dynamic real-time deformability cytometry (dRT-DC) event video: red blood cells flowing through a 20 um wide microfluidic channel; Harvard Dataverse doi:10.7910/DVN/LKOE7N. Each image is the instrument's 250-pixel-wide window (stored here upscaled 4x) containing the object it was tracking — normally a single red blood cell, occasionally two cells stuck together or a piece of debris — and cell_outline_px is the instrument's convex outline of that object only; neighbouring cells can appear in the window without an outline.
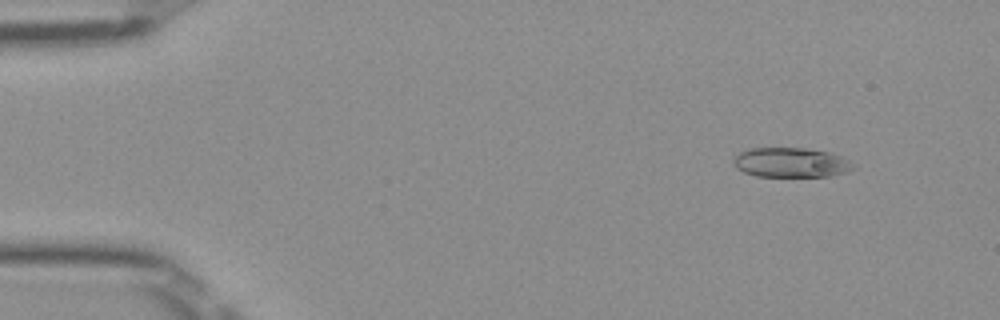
{"species": "Egyptian fruit bat (a non-hibernating species)", "species_latin": "Rousettus aegyptiacus", "temperature_condition": "room temperature", "stored_images_in_passage": 51, "camera_frame_rate_fps": 3000, "um_per_image_px": 0.085, "frame": {"image": 1, "passage_image": 6, "time_ms": 1.667, "image_size_px": [1000, 320], "cell_outline_px": [[856, 168], [848, 172], [832, 176], [756, 176], [744, 172], [736, 168], [732, 164], [732, 160], [740, 152], [748, 148], [804, 148], [828, 152], [840, 156], [848, 160]], "centroid_in_image_um": [67.21, 13.82], "position_along_channel_um": 17.8, "area_um2": 20.75}}
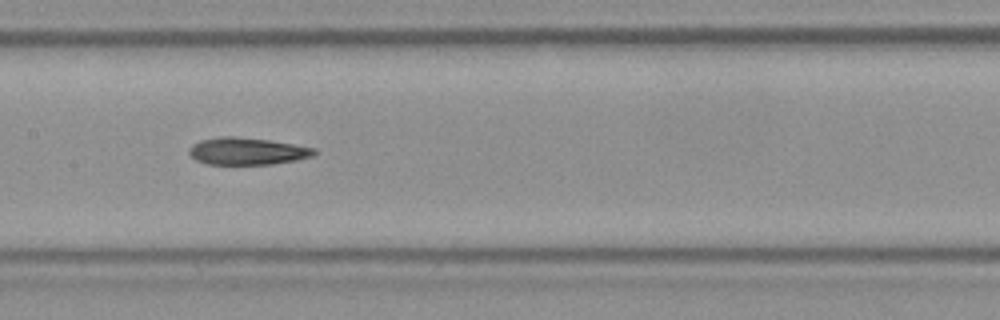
{"frame": {"image": 2, "passage_image": 26, "time_ms": 8.333, "image_size_px": [1000, 320], "cell_outline_px": [[320, 152], [312, 156], [296, 160], [272, 164], [208, 164], [196, 160], [188, 152], [188, 148], [192, 144], [200, 140], [220, 136], [236, 136], [272, 140], [316, 148]], "centroid_in_image_um": [21.03, 12.84], "position_along_channel_um": 186.4, "area_um2": 20.06}}
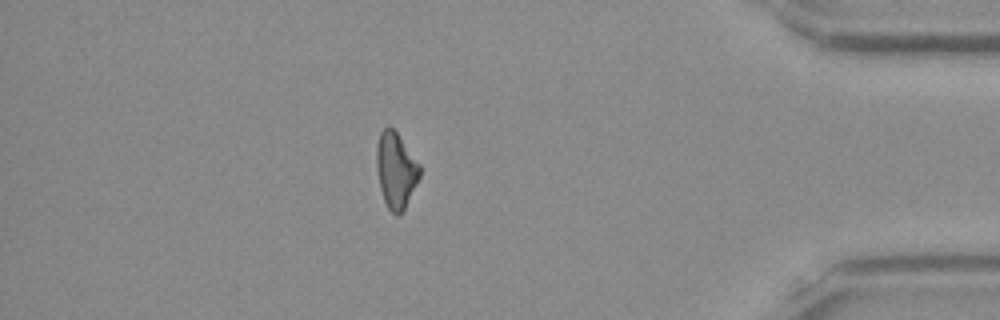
{"frame": {"image": 3, "passage_image": 45, "time_ms": 14.667, "image_size_px": [1000, 320], "cell_outline_px": [[420, 176], [400, 216], [396, 216], [388, 208], [384, 200], [380, 188], [376, 168], [376, 144], [380, 132], [388, 124], [396, 132], [420, 164]], "centroid_in_image_um": [33.63, 14.45], "position_along_channel_um": 401.6, "area_um2": 19.02}, "authors_computed_cell_mechanics": {"area_um2": 20.4612, "velocity_mm_per_s": 4.0143, "shape_relaxation_time_tau1_ms": 8.1495, "shape_relaxation_time_tau2_ms": null, "deformation_change_tau1": 0.2075, "deformation_change_tau2": null}}